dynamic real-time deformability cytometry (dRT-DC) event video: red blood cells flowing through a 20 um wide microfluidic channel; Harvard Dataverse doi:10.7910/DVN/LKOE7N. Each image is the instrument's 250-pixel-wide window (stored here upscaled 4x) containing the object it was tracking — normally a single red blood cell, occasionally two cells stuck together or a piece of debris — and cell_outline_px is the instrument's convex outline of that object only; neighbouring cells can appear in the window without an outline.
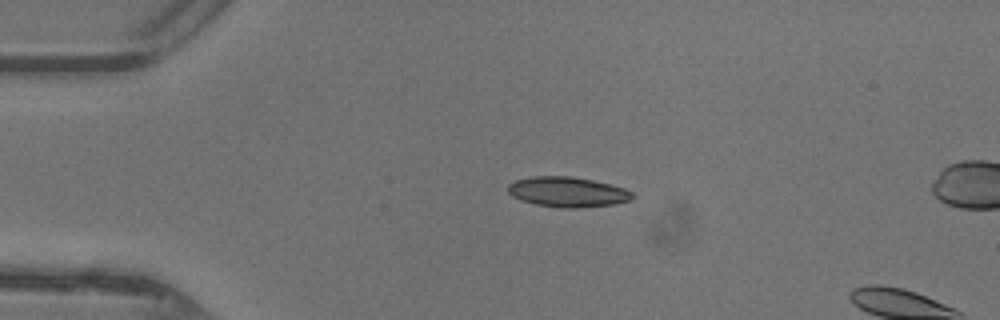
{"species": "common noctule bat (a hibernating species)", "species_latin": "Nyctalus noctula", "temperature_condition": "warm", "stored_images_in_passage": 4, "camera_frame_rate_fps": 3000, "um_per_image_px": 0.085, "animal": {"sex": "female"}, "frame": {"image": 1, "passage_image": 1, "time_ms": 0.0, "image_size_px": [1000, 320], "cell_outline_px": [[636, 196], [632, 200], [616, 204], [576, 208], [564, 208], [536, 204], [520, 200], [512, 196], [508, 192], [508, 184], [516, 180], [532, 176], [572, 176], [592, 180], [624, 188], [632, 192]], "centroid_in_image_um": [48.26, 16.32], "position_along_channel_um": 36.7, "area_um2": 21.91}}